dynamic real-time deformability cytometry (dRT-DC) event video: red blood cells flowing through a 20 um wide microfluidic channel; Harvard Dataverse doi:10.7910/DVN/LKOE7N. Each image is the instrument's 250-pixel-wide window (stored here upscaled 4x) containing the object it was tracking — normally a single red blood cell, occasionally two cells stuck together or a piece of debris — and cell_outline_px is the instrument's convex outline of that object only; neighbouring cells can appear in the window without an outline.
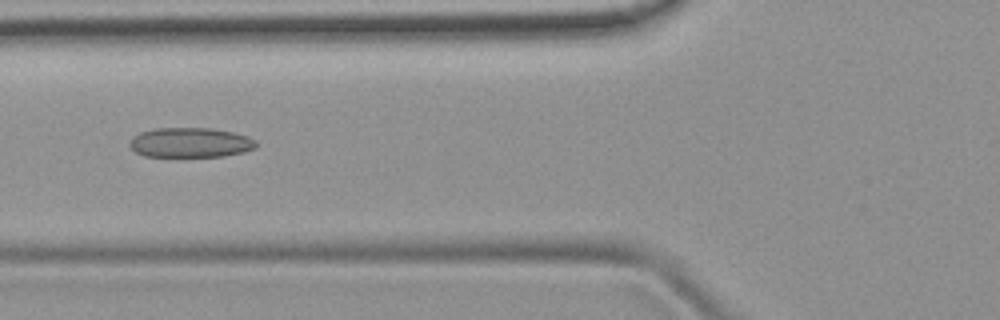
{"species": "common noctule bat (a hibernating species)", "species_latin": "Nyctalus noctula", "temperature_condition": "room temperature", "stored_images_in_passage": 6, "camera_frame_rate_fps": 3000, "um_per_image_px": 0.085, "animal": {"sex": "female", "body_mass_g": 19.9}, "frame": {"image": 1, "passage_image": 6, "time_ms": 6.333, "image_size_px": [1000, 320], "cell_outline_px": [[260, 144], [256, 148], [244, 152], [224, 156], [144, 156], [136, 152], [128, 144], [140, 132], [156, 128], [212, 128], [232, 132], [248, 136], [256, 140]], "centroid_in_image_um": [16.25, 12.11], "position_along_channel_um": 109.6, "area_um2": 21.96}}